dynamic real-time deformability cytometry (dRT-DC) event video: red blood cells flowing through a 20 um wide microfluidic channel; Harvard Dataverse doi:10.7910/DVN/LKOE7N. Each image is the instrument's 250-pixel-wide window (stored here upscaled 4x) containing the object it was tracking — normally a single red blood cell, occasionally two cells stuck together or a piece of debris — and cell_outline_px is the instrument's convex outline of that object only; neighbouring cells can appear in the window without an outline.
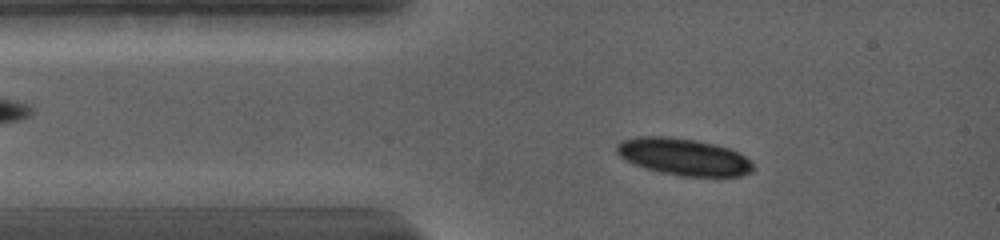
{"species": "common noctule bat (a hibernating species)", "species_latin": "Nyctalus noctula", "temperature_condition": "warm", "stored_images_in_passage": 5, "camera_frame_rate_fps": 5000, "um_per_image_px": 0.085, "animal": {"sex": "female", "body_mass_g": 19.0, "forearm_length_mm": 56.7}, "frame": {"image": 1, "passage_image": 4, "time_ms": 1.4, "image_size_px": [1000, 240], "cell_outline_px": [[756, 168], [752, 172], [740, 176], [680, 176], [660, 172], [644, 168], [624, 160], [616, 152], [616, 144], [624, 140], [640, 136], [664, 136], [692, 140], [716, 144], [728, 148], [752, 160]], "centroid_in_image_um": [58.12, 13.34], "position_along_channel_um": 26.9, "area_um2": 29.42}}